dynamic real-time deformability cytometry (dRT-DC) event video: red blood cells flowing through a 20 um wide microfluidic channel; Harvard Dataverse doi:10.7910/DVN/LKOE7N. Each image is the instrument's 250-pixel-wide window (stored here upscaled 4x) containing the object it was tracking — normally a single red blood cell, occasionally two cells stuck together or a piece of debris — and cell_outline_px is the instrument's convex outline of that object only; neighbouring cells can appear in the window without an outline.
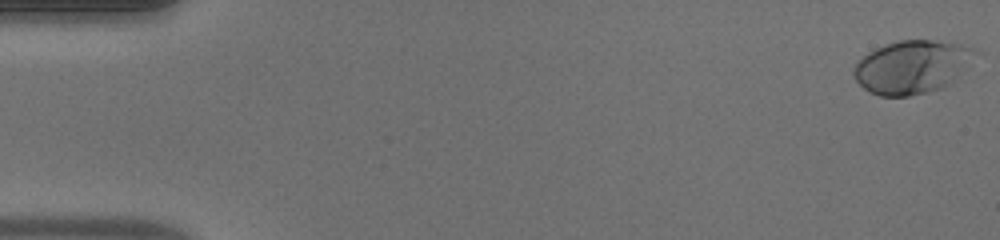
{"species": "human", "species_latin": "Homo sapiens", "temperature_condition": "warm", "stored_images_in_passage": 51, "camera_frame_rate_fps": 3000, "um_per_image_px": 0.085, "donor": {"sex": "male"}, "frame": {"image": 1, "passage_image": 1, "time_ms": 0.0, "image_size_px": [1000, 240], "cell_outline_px": [[976, 52], [948, 84], [940, 88], [928, 92], [908, 96], [880, 96], [864, 88], [856, 80], [852, 72], [856, 64], [868, 52], [884, 44], [900, 40], [932, 40], [960, 44], [972, 48]], "centroid_in_image_um": [77.43, 5.68], "position_along_channel_um": 7.6, "area_um2": 36.65}}
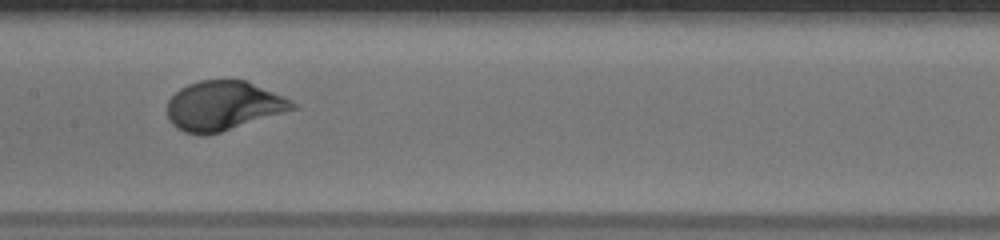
{"frame": {"image": 2, "passage_image": 26, "time_ms": 8.333, "image_size_px": [1000, 240], "cell_outline_px": [[300, 108], [220, 132], [204, 136], [200, 136], [184, 132], [176, 128], [168, 120], [168, 100], [180, 88], [188, 84], [200, 80], [244, 80], [292, 100], [300, 104]], "centroid_in_image_um": [18.99, 9.01], "position_along_channel_um": 188.4, "area_um2": 36.18}}
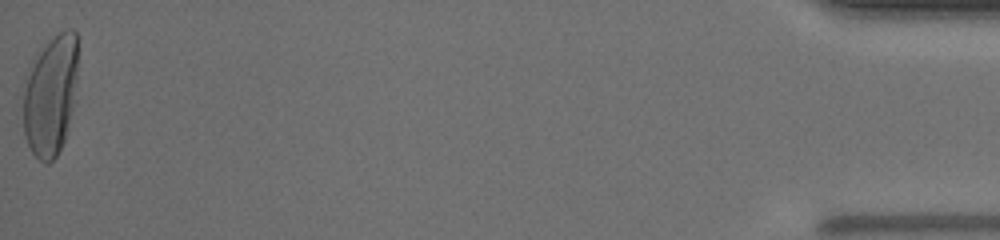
{"frame": {"image": 3, "passage_image": 51, "time_ms": 16.667, "image_size_px": [1000, 240], "cell_outline_px": [[76, 100], [64, 140], [56, 156], [48, 164], [44, 164], [32, 152], [24, 136], [24, 88], [36, 52], [56, 32], [68, 28], [72, 28], [76, 32]], "centroid_in_image_um": [4.31, 8.08], "position_along_channel_um": 430.9, "area_um2": 38.55}, "authors_computed_cell_mechanics": {"area_um2": 36.0672, "velocity_mm_per_s": 4.0792, "shape_relaxation_time_tau1_ms": 2.932, "shape_relaxation_time_tau2_ms": null, "deformation_change_tau1": 0.1938, "deformation_change_tau2": null}}